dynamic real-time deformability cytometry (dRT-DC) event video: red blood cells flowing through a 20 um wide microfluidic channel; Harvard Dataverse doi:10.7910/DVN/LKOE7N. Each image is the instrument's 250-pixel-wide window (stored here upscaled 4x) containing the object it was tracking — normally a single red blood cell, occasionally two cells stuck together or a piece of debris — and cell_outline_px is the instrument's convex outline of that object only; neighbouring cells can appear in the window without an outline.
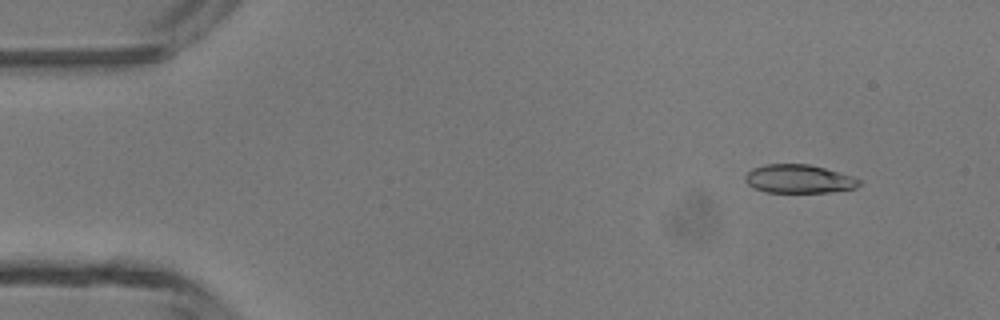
{"species": "common noctule bat (a hibernating species)", "species_latin": "Nyctalus noctula", "temperature_condition": "room temperature", "stored_images_in_passage": 47, "camera_frame_rate_fps": 3000, "um_per_image_px": 0.085, "animal": {"sex": "male", "body_mass_g": 13.3}, "frame": {"image": 1, "passage_image": 5, "time_ms": 1.333, "image_size_px": [1000, 320], "cell_outline_px": [[860, 184], [856, 188], [832, 192], [768, 192], [752, 188], [744, 180], [744, 176], [752, 168], [764, 164], [808, 164], [840, 172], [852, 176], [860, 180]], "centroid_in_image_um": [67.88, 15.21], "position_along_channel_um": 17.1, "area_um2": 19.02}}
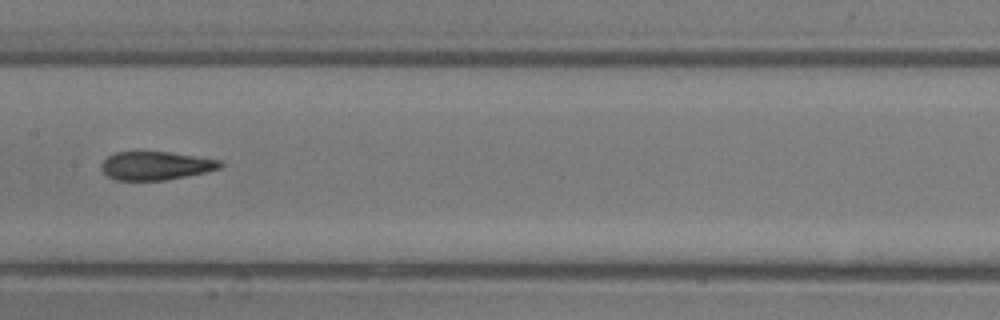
{"frame": {"image": 2, "passage_image": 24, "time_ms": 7.667, "image_size_px": [1000, 320], "cell_outline_px": [[224, 164], [220, 168], [204, 172], [164, 180], [116, 180], [108, 176], [100, 168], [100, 164], [108, 156], [116, 152], [168, 152], [220, 160]], "centroid_in_image_um": [13.21, 14.08], "position_along_channel_um": 194.2, "area_um2": 19.42}}
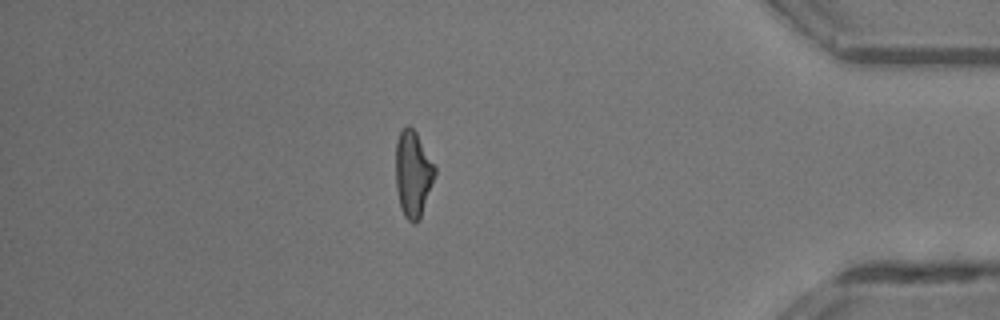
{"frame": {"image": 3, "passage_image": 41, "time_ms": 13.333, "image_size_px": [1000, 320], "cell_outline_px": [[436, 172], [420, 220], [416, 224], [412, 224], [404, 216], [400, 208], [396, 188], [396, 140], [400, 132], [408, 124], [416, 132], [436, 168]], "centroid_in_image_um": [35.09, 14.82], "position_along_channel_um": 400.1, "area_um2": 19.71}, "authors_computed_cell_mechanics": {"area_um2": 20.1722, "velocity_mm_per_s": 4.3694, "shape_relaxation_time_tau1_ms": 4.7151, "shape_relaxation_time_tau2_ms": 1.4178, "deformation_change_tau1": 0.2043, "deformation_change_tau2": 0.103}}